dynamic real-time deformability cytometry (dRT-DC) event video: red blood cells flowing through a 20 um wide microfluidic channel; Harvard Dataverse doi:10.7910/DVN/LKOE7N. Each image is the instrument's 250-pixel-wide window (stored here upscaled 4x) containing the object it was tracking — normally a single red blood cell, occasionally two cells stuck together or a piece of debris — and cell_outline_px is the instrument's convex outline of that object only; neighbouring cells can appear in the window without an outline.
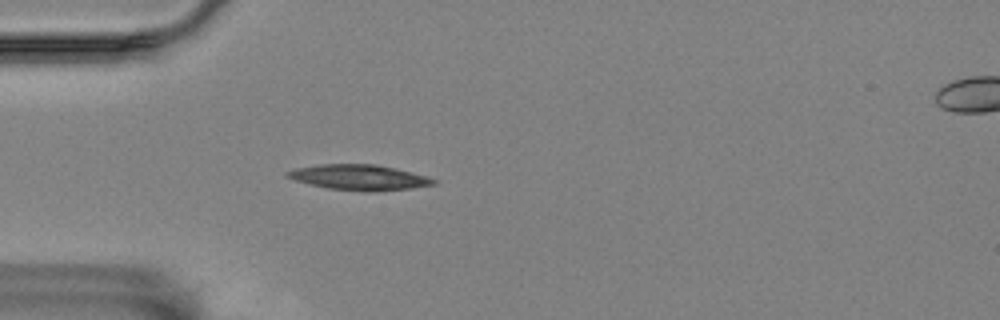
{"species": "Egyptian fruit bat (a non-hibernating species)", "species_latin": "Rousettus aegyptiacus", "temperature_condition": "room temperature", "stored_images_in_passage": 3, "camera_frame_rate_fps": 3000, "um_per_image_px": 0.085, "animal": {"sex": "female"}, "frame": {"image": 1, "passage_image": 2, "time_ms": 1.0, "image_size_px": [1000, 320], "cell_outline_px": [[436, 184], [412, 188], [368, 192], [364, 192], [328, 188], [296, 180], [284, 176], [284, 172], [296, 168], [320, 164], [376, 164], [424, 176], [436, 180]], "centroid_in_image_um": [30.48, 15.08], "position_along_channel_um": 54.5, "area_um2": 21.33}}